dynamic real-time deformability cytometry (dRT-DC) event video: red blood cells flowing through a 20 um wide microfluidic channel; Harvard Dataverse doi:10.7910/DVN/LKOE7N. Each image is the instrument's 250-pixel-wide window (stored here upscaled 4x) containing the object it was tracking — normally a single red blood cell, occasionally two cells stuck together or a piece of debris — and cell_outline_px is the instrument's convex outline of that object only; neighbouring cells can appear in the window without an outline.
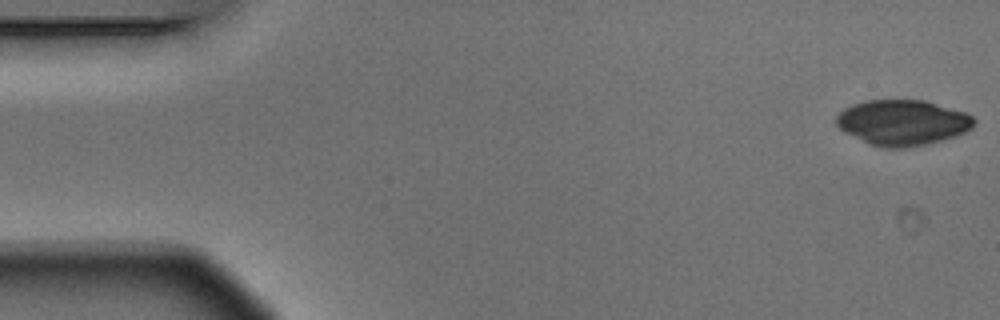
{"species": "Egyptian fruit bat (a non-hibernating species)", "species_latin": "Rousettus aegyptiacus", "temperature_condition": "warm", "stored_images_in_passage": 5, "camera_frame_rate_fps": 3000, "um_per_image_px": 0.085, "animal": {"sex": "male"}, "frame": {"image": 1, "passage_image": 1, "time_ms": 0.0, "image_size_px": [1000, 320], "cell_outline_px": [[976, 124], [972, 128], [964, 132], [940, 140], [924, 144], [900, 148], [888, 148], [872, 144], [844, 132], [836, 124], [836, 116], [844, 108], [852, 104], [864, 100], [924, 100], [968, 112], [976, 120]], "centroid_in_image_um": [76.73, 10.39], "position_along_channel_um": 8.3, "area_um2": 36.3}}